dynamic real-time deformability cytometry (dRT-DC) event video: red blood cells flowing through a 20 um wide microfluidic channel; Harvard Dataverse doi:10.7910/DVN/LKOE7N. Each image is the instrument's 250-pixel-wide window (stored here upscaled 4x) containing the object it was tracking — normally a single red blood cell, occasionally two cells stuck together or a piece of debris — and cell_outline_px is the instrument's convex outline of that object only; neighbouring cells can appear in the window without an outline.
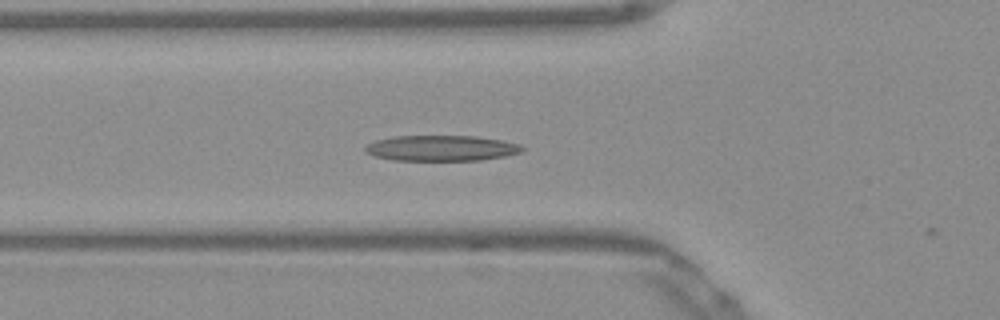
{"species": "Egyptian fruit bat (a non-hibernating species)", "species_latin": "Rousettus aegyptiacus", "temperature_condition": "warm", "stored_images_in_passage": 33, "camera_frame_rate_fps": 3000, "um_per_image_px": 0.085, "frame": {"image": 1, "passage_image": 5, "time_ms": 1.333, "image_size_px": [1000, 320], "cell_outline_px": [[524, 148], [520, 152], [504, 156], [480, 160], [392, 160], [376, 156], [364, 152], [364, 148], [368, 144], [376, 140], [396, 136], [476, 136], [500, 140], [520, 144]], "centroid_in_image_um": [37.49, 12.59], "position_along_channel_um": 88.3, "area_um2": 23.24}}
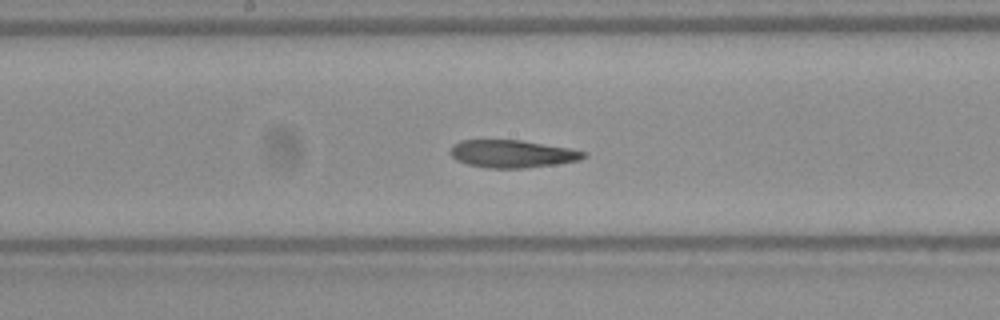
{"frame": {"image": 2, "passage_image": 14, "time_ms": 4.333, "image_size_px": [1000, 320], "cell_outline_px": [[588, 156], [580, 160], [556, 164], [524, 168], [488, 168], [468, 164], [456, 160], [452, 156], [452, 144], [460, 140], [520, 140], [568, 148], [588, 152]], "centroid_in_image_um": [43.57, 13.07], "position_along_channel_um": 204.6, "area_um2": 21.39}}
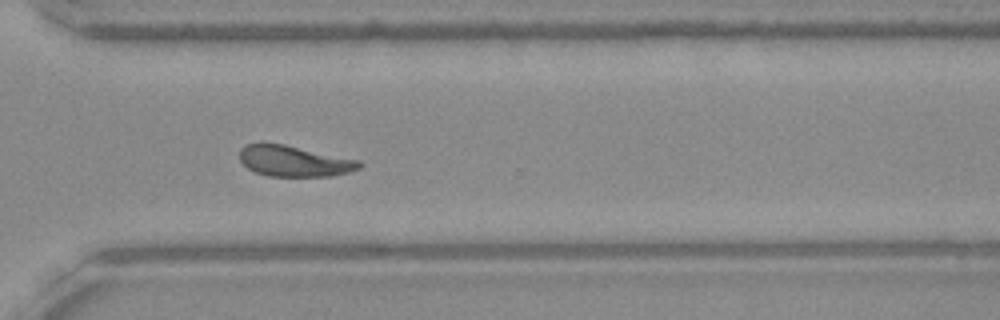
{"frame": {"image": 3, "passage_image": 25, "time_ms": 8.0, "image_size_px": [1000, 320], "cell_outline_px": [[364, 164], [360, 168], [348, 172], [332, 176], [268, 176], [256, 172], [248, 168], [240, 160], [240, 148], [244, 144], [284, 144], [360, 160]], "centroid_in_image_um": [25.04, 13.7], "position_along_channel_um": 345.6, "area_um2": 21.44}}